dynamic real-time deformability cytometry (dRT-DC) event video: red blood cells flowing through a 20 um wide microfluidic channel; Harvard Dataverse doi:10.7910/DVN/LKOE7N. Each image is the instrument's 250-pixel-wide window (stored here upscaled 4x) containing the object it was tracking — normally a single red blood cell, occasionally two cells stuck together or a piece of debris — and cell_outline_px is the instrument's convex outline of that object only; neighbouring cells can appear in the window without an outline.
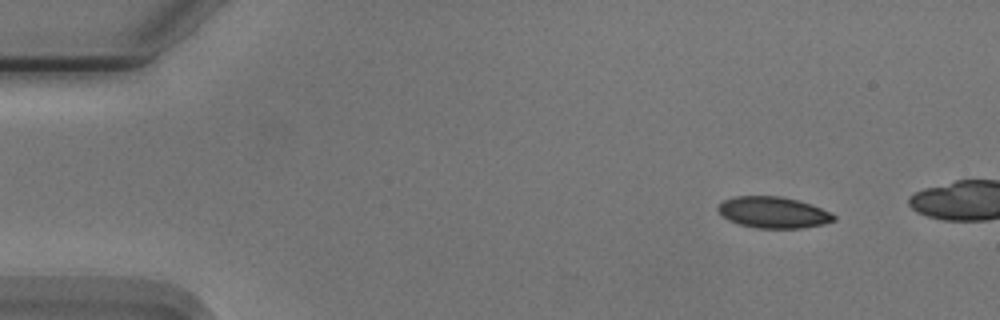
{"species": "Egyptian fruit bat (a non-hibernating species)", "species_latin": "Rousettus aegyptiacus", "temperature_condition": "cold", "stored_images_in_passage": 15, "camera_frame_rate_fps": 3000, "um_per_image_px": 0.085, "animal": {"sex": "male"}, "frame": {"image": 1, "passage_image": 5, "time_ms": 1.333, "image_size_px": [1000, 320], "cell_outline_px": [[836, 220], [824, 224], [800, 228], [756, 228], [740, 224], [728, 220], [716, 208], [724, 200], [736, 196], [780, 196], [796, 200], [820, 208], [836, 216]], "centroid_in_image_um": [65.72, 18.06], "position_along_channel_um": 19.3, "area_um2": 20.81}}